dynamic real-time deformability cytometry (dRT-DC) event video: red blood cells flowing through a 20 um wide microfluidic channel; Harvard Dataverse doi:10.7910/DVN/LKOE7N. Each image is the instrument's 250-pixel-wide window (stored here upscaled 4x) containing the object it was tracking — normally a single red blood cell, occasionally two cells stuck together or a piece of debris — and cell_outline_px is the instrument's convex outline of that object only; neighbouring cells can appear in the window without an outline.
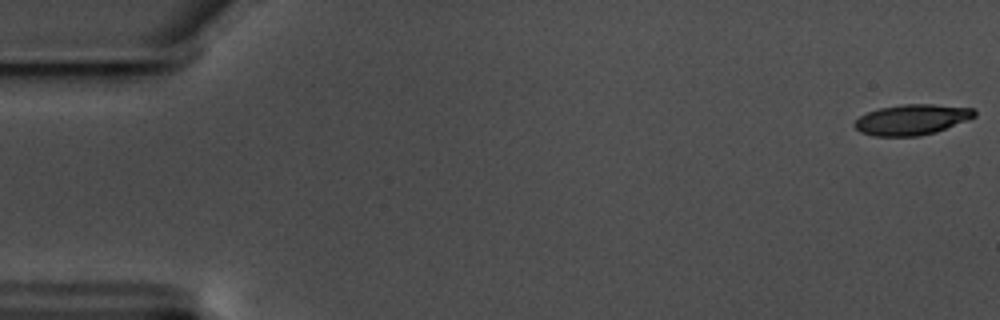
{"species": "common noctule bat (a hibernating species)", "species_latin": "Nyctalus noctula", "temperature_condition": "warm", "stored_images_in_passage": 58, "camera_frame_rate_fps": 3000, "um_per_image_px": 0.085, "animal": {"sex": "male", "body_mass_g": 17.5, "forearm_length_mm": 52.3}, "frame": {"image": 1, "passage_image": 1, "time_ms": 0.0, "image_size_px": [1000, 320], "cell_outline_px": [[976, 116], [968, 120], [936, 132], [920, 136], [872, 136], [860, 132], [852, 124], [860, 116], [868, 112], [880, 108], [900, 104], [932, 104], [972, 108], [976, 112]], "centroid_in_image_um": [77.5, 10.17], "position_along_channel_um": 7.5, "area_um2": 21.39}}
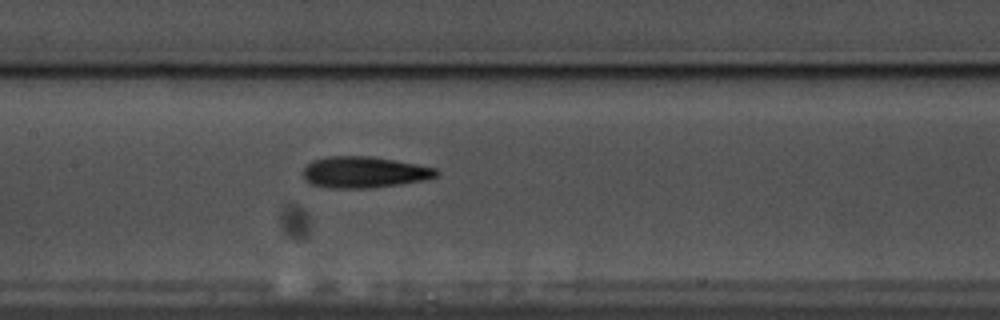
{"frame": {"image": 2, "passage_image": 28, "time_ms": 9.0, "image_size_px": [1000, 320], "cell_outline_px": [[440, 172], [436, 176], [424, 180], [400, 184], [372, 188], [332, 188], [312, 184], [304, 180], [304, 168], [312, 160], [328, 156], [372, 156], [396, 160], [436, 168]], "centroid_in_image_um": [30.96, 14.63], "position_along_channel_um": 176.4, "area_um2": 24.33}}
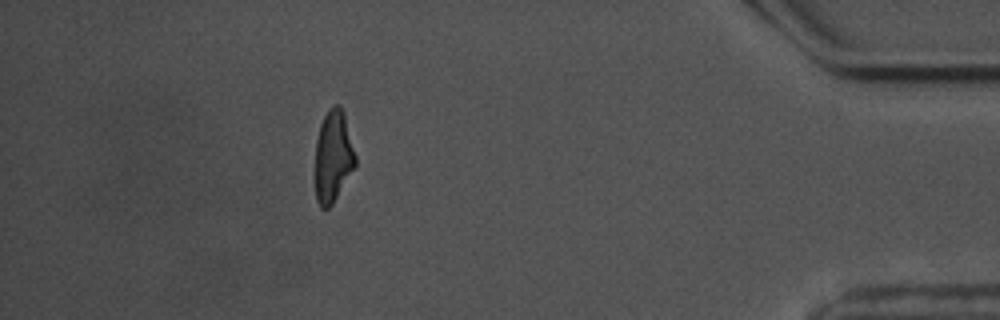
{"frame": {"image": 3, "passage_image": 52, "time_ms": 17.0, "image_size_px": [1000, 320], "cell_outline_px": [[356, 168], [332, 204], [328, 208], [320, 208], [316, 200], [316, 140], [320, 124], [324, 116], [336, 104], [340, 104], [344, 112], [356, 156]], "centroid_in_image_um": [28.34, 13.32], "position_along_channel_um": 406.9, "area_um2": 21.56}, "authors_computed_cell_mechanics": {"area_um2": 22.6287, "velocity_mm_per_s": 3.5317, "shape_relaxation_time_tau1_ms": 3.8084, "shape_relaxation_time_tau2_ms": 3.8179, "deformation_change_tau1": 0.1673, "deformation_change_tau2": 0.1523}}